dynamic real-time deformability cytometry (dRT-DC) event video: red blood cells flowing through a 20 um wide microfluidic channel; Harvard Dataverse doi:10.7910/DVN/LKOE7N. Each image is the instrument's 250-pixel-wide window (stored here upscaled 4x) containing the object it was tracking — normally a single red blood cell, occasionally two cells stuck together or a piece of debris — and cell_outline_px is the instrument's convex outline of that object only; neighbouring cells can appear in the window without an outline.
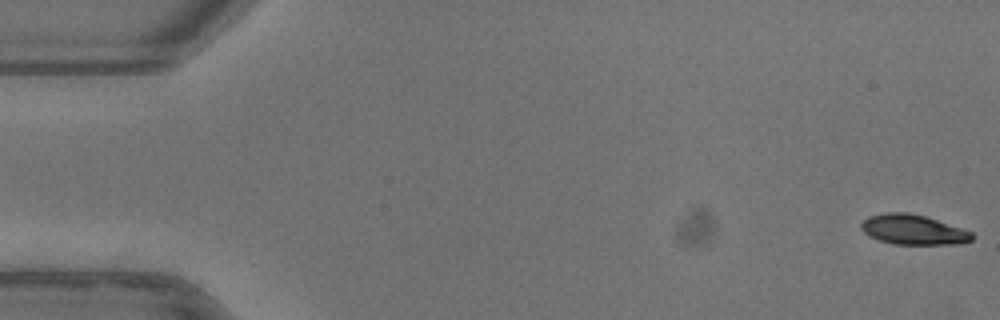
{"species": "common noctule bat (a hibernating species)", "species_latin": "Nyctalus noctula", "temperature_condition": "warm", "stored_images_in_passage": 7, "camera_frame_rate_fps": 3000, "um_per_image_px": 0.085, "animal": {"sex": "female"}, "frame": {"image": 1, "passage_image": 1, "time_ms": 0.0, "image_size_px": [1000, 320], "cell_outline_px": [[972, 240], [964, 244], [892, 244], [868, 236], [860, 228], [860, 224], [868, 216], [884, 212], [908, 212], [924, 216], [972, 232]], "centroid_in_image_um": [77.58, 19.52], "position_along_channel_um": 7.4, "area_um2": 19.31}}